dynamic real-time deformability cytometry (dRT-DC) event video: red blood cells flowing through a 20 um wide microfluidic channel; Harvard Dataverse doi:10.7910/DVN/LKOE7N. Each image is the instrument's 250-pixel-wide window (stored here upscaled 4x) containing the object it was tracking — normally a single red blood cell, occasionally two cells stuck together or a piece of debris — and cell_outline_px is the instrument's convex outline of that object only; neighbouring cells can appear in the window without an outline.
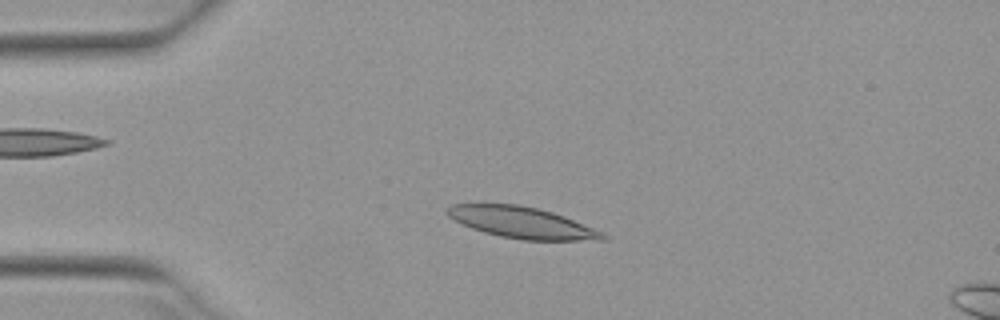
{"species": "Egyptian fruit bat (a non-hibernating species)", "species_latin": "Rousettus aegyptiacus", "temperature_condition": "warm", "stored_images_in_passage": 52, "camera_frame_rate_fps": 3000, "um_per_image_px": 0.085, "animal": {"sex": "female"}, "frame": {"image": 1, "passage_image": 13, "time_ms": 4.0, "image_size_px": [1000, 320], "cell_outline_px": [[608, 240], [524, 240], [500, 236], [484, 232], [472, 228], [448, 216], [444, 212], [452, 204], [516, 204], [536, 208], [552, 212], [564, 216], [604, 232], [608, 236]], "centroid_in_image_um": [44.4, 18.92], "position_along_channel_um": 40.6, "area_um2": 28.15}}
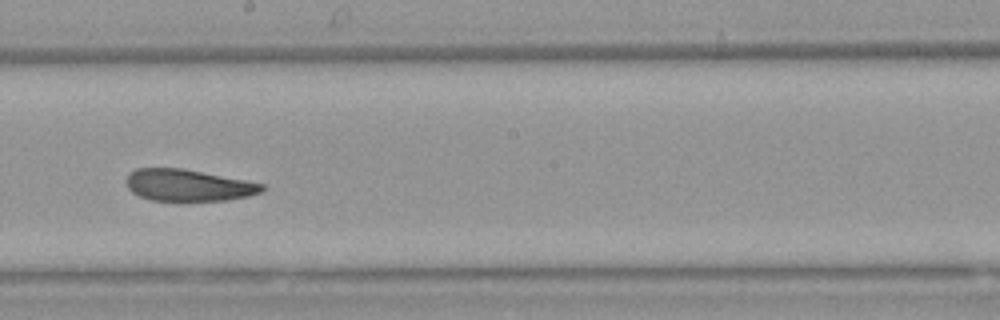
{"frame": {"image": 2, "passage_image": 30, "time_ms": 9.667, "image_size_px": [1000, 320], "cell_outline_px": [[264, 188], [260, 192], [248, 196], [228, 200], [184, 204], [176, 204], [152, 200], [140, 196], [132, 192], [128, 188], [128, 176], [136, 168], [180, 168], [244, 180], [264, 184]], "centroid_in_image_um": [15.99, 15.81], "position_along_channel_um": 232.2, "area_um2": 25.72}}
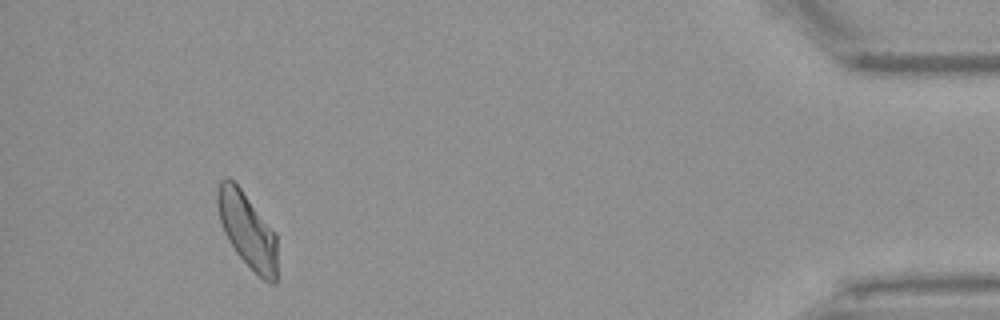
{"frame": {"image": 3, "passage_image": 49, "time_ms": 16.0, "image_size_px": [1000, 320], "cell_outline_px": [[280, 276], [276, 284], [268, 284], [236, 252], [228, 240], [224, 232], [220, 220], [216, 204], [216, 192], [220, 180], [228, 176], [240, 188], [276, 232]], "centroid_in_image_um": [21.08, 19.62], "position_along_channel_um": 414.1, "area_um2": 26.76}, "authors_computed_cell_mechanics": {"area_um2": 26.9348, "velocity_mm_per_s": 3.9168, "shape_relaxation_time_tau1_ms": 9.4753, "shape_relaxation_time_tau2_ms": 3.1601, "deformation_change_tau1": 0.2093, "deformation_change_tau2": 0.1044}}